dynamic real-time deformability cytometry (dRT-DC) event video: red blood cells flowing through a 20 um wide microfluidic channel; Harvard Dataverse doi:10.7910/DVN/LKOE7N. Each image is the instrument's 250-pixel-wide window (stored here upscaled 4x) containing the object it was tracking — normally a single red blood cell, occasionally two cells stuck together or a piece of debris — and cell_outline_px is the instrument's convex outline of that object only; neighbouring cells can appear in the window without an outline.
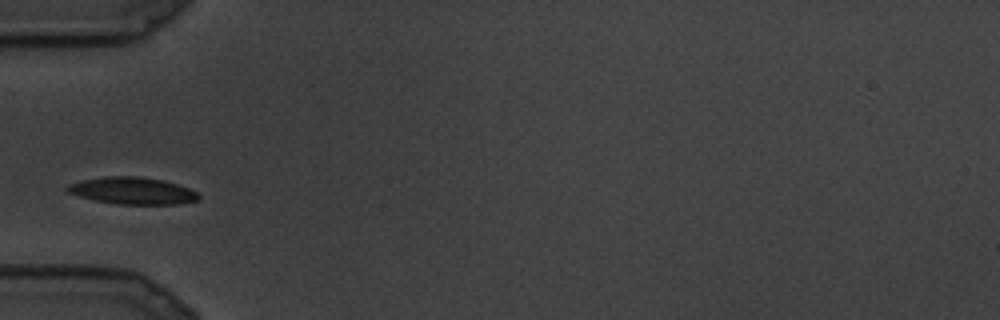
{"species": "common noctule bat (a hibernating species)", "species_latin": "Nyctalus noctula", "temperature_condition": "cold", "stored_images_in_passage": 21, "camera_frame_rate_fps": 3000, "um_per_image_px": 0.085, "animal": {"sex": "male", "body_mass_g": 19.5, "forearm_length_mm": 54.6}, "frame": {"image": 1, "passage_image": 4, "time_ms": 1.0, "image_size_px": [1000, 320], "cell_outline_px": [[200, 196], [196, 200], [180, 204], [116, 204], [96, 200], [80, 196], [68, 192], [64, 188], [68, 184], [80, 180], [104, 176], [136, 176], [164, 180], [188, 188], [196, 192]], "centroid_in_image_um": [11.22, 16.2], "position_along_channel_um": 73.8, "area_um2": 20.58}}
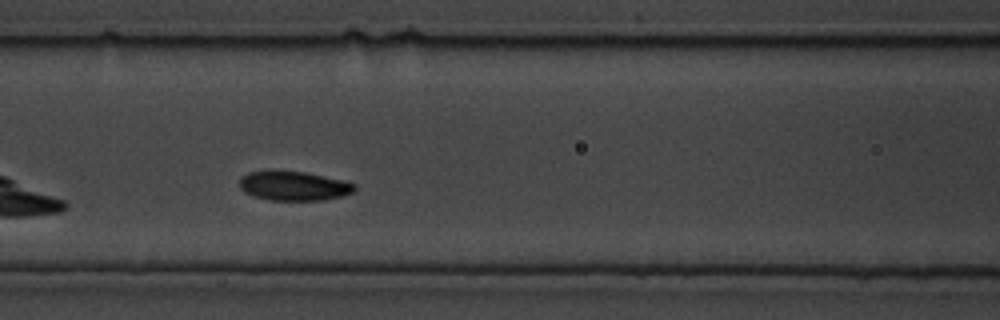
{"frame": {"image": 2, "passage_image": 6, "time_ms": 1.667, "image_size_px": [1000, 320], "cell_outline_px": [[356, 188], [352, 192], [340, 196], [324, 200], [268, 200], [252, 196], [244, 192], [240, 188], [240, 176], [248, 172], [304, 172], [340, 180], [356, 184]], "centroid_in_image_um": [24.93, 15.82], "position_along_channel_um": 141.7, "area_um2": 19.25}}
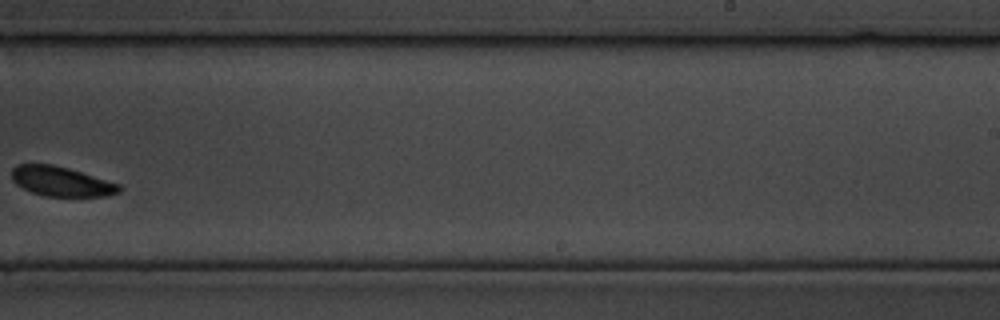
{"frame": {"image": 3, "passage_image": 12, "time_ms": 3.667, "image_size_px": [1000, 320], "cell_outline_px": [[124, 188], [120, 192], [108, 196], [44, 196], [32, 192], [16, 184], [12, 180], [12, 168], [16, 164], [52, 164], [68, 168], [120, 184]], "centroid_in_image_um": [5.22, 15.42], "position_along_channel_um": 283.8, "area_um2": 18.61}}